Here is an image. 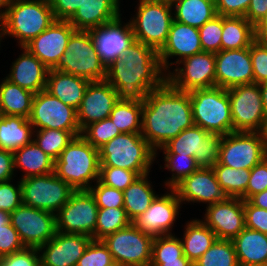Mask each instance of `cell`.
Here are the masks:
<instances>
[{"label": "cell", "instance_id": "cell-1", "mask_svg": "<svg viewBox=\"0 0 267 266\" xmlns=\"http://www.w3.org/2000/svg\"><path fill=\"white\" fill-rule=\"evenodd\" d=\"M194 125L189 92L168 81L153 89L143 101L141 135L156 151Z\"/></svg>", "mask_w": 267, "mask_h": 266}, {"label": "cell", "instance_id": "cell-2", "mask_svg": "<svg viewBox=\"0 0 267 266\" xmlns=\"http://www.w3.org/2000/svg\"><path fill=\"white\" fill-rule=\"evenodd\" d=\"M163 71L158 52L134 41L106 67V81L119 99L143 102L150 91L167 81V71Z\"/></svg>", "mask_w": 267, "mask_h": 266}, {"label": "cell", "instance_id": "cell-3", "mask_svg": "<svg viewBox=\"0 0 267 266\" xmlns=\"http://www.w3.org/2000/svg\"><path fill=\"white\" fill-rule=\"evenodd\" d=\"M54 20L49 0H13L0 18V42L8 35L25 47Z\"/></svg>", "mask_w": 267, "mask_h": 266}, {"label": "cell", "instance_id": "cell-4", "mask_svg": "<svg viewBox=\"0 0 267 266\" xmlns=\"http://www.w3.org/2000/svg\"><path fill=\"white\" fill-rule=\"evenodd\" d=\"M54 174L74 190H88L90 181L99 180V150L81 135L75 137L55 160Z\"/></svg>", "mask_w": 267, "mask_h": 266}, {"label": "cell", "instance_id": "cell-5", "mask_svg": "<svg viewBox=\"0 0 267 266\" xmlns=\"http://www.w3.org/2000/svg\"><path fill=\"white\" fill-rule=\"evenodd\" d=\"M100 167H116L149 174L156 151L141 134L121 133L99 149Z\"/></svg>", "mask_w": 267, "mask_h": 266}, {"label": "cell", "instance_id": "cell-6", "mask_svg": "<svg viewBox=\"0 0 267 266\" xmlns=\"http://www.w3.org/2000/svg\"><path fill=\"white\" fill-rule=\"evenodd\" d=\"M194 125L215 134L233 132L231 104L227 89L214 86L189 92Z\"/></svg>", "mask_w": 267, "mask_h": 266}, {"label": "cell", "instance_id": "cell-7", "mask_svg": "<svg viewBox=\"0 0 267 266\" xmlns=\"http://www.w3.org/2000/svg\"><path fill=\"white\" fill-rule=\"evenodd\" d=\"M172 8V3L167 1L139 0L135 17L129 20L135 41L159 52L174 20Z\"/></svg>", "mask_w": 267, "mask_h": 266}, {"label": "cell", "instance_id": "cell-8", "mask_svg": "<svg viewBox=\"0 0 267 266\" xmlns=\"http://www.w3.org/2000/svg\"><path fill=\"white\" fill-rule=\"evenodd\" d=\"M90 82L106 80V66L97 54L90 31L76 30L56 68Z\"/></svg>", "mask_w": 267, "mask_h": 266}, {"label": "cell", "instance_id": "cell-9", "mask_svg": "<svg viewBox=\"0 0 267 266\" xmlns=\"http://www.w3.org/2000/svg\"><path fill=\"white\" fill-rule=\"evenodd\" d=\"M221 134L210 133L197 125L183 130L165 146L163 154H180L195 158L200 168H212L220 157Z\"/></svg>", "mask_w": 267, "mask_h": 266}, {"label": "cell", "instance_id": "cell-10", "mask_svg": "<svg viewBox=\"0 0 267 266\" xmlns=\"http://www.w3.org/2000/svg\"><path fill=\"white\" fill-rule=\"evenodd\" d=\"M24 205L56 214L75 191L54 172L20 179Z\"/></svg>", "mask_w": 267, "mask_h": 266}, {"label": "cell", "instance_id": "cell-11", "mask_svg": "<svg viewBox=\"0 0 267 266\" xmlns=\"http://www.w3.org/2000/svg\"><path fill=\"white\" fill-rule=\"evenodd\" d=\"M153 240L132 223L102 239L120 266H150Z\"/></svg>", "mask_w": 267, "mask_h": 266}, {"label": "cell", "instance_id": "cell-12", "mask_svg": "<svg viewBox=\"0 0 267 266\" xmlns=\"http://www.w3.org/2000/svg\"><path fill=\"white\" fill-rule=\"evenodd\" d=\"M227 91L231 104L233 132H261L267 114L259 84L238 85Z\"/></svg>", "mask_w": 267, "mask_h": 266}, {"label": "cell", "instance_id": "cell-13", "mask_svg": "<svg viewBox=\"0 0 267 266\" xmlns=\"http://www.w3.org/2000/svg\"><path fill=\"white\" fill-rule=\"evenodd\" d=\"M267 157L261 132H231L223 135L218 164L251 170Z\"/></svg>", "mask_w": 267, "mask_h": 266}, {"label": "cell", "instance_id": "cell-14", "mask_svg": "<svg viewBox=\"0 0 267 266\" xmlns=\"http://www.w3.org/2000/svg\"><path fill=\"white\" fill-rule=\"evenodd\" d=\"M98 206L89 190H75L69 201L56 213V230L83 234L95 240Z\"/></svg>", "mask_w": 267, "mask_h": 266}, {"label": "cell", "instance_id": "cell-15", "mask_svg": "<svg viewBox=\"0 0 267 266\" xmlns=\"http://www.w3.org/2000/svg\"><path fill=\"white\" fill-rule=\"evenodd\" d=\"M28 120L35 130L82 132L77 122L76 109L62 103L46 90L34 94Z\"/></svg>", "mask_w": 267, "mask_h": 266}, {"label": "cell", "instance_id": "cell-16", "mask_svg": "<svg viewBox=\"0 0 267 266\" xmlns=\"http://www.w3.org/2000/svg\"><path fill=\"white\" fill-rule=\"evenodd\" d=\"M9 221L27 248L45 245L57 232L56 214L24 204L9 214Z\"/></svg>", "mask_w": 267, "mask_h": 266}, {"label": "cell", "instance_id": "cell-17", "mask_svg": "<svg viewBox=\"0 0 267 266\" xmlns=\"http://www.w3.org/2000/svg\"><path fill=\"white\" fill-rule=\"evenodd\" d=\"M180 63L184 67H178ZM177 68L167 74V81L176 89L190 92L215 86V54L201 52L181 60Z\"/></svg>", "mask_w": 267, "mask_h": 266}, {"label": "cell", "instance_id": "cell-18", "mask_svg": "<svg viewBox=\"0 0 267 266\" xmlns=\"http://www.w3.org/2000/svg\"><path fill=\"white\" fill-rule=\"evenodd\" d=\"M180 205L176 192L170 189V193L158 195L148 209L131 223L152 237L172 235L171 227H174L179 215Z\"/></svg>", "mask_w": 267, "mask_h": 266}, {"label": "cell", "instance_id": "cell-19", "mask_svg": "<svg viewBox=\"0 0 267 266\" xmlns=\"http://www.w3.org/2000/svg\"><path fill=\"white\" fill-rule=\"evenodd\" d=\"M217 239L233 240L245 228L244 201L237 197H227L206 207L204 221Z\"/></svg>", "mask_w": 267, "mask_h": 266}, {"label": "cell", "instance_id": "cell-20", "mask_svg": "<svg viewBox=\"0 0 267 266\" xmlns=\"http://www.w3.org/2000/svg\"><path fill=\"white\" fill-rule=\"evenodd\" d=\"M76 29L68 20H54L53 23L25 47L48 69H56L71 35Z\"/></svg>", "mask_w": 267, "mask_h": 266}, {"label": "cell", "instance_id": "cell-21", "mask_svg": "<svg viewBox=\"0 0 267 266\" xmlns=\"http://www.w3.org/2000/svg\"><path fill=\"white\" fill-rule=\"evenodd\" d=\"M254 83L250 47L215 54V86L229 89Z\"/></svg>", "mask_w": 267, "mask_h": 266}, {"label": "cell", "instance_id": "cell-22", "mask_svg": "<svg viewBox=\"0 0 267 266\" xmlns=\"http://www.w3.org/2000/svg\"><path fill=\"white\" fill-rule=\"evenodd\" d=\"M97 54L107 67L135 41L130 22L122 25L121 15L116 19L89 30Z\"/></svg>", "mask_w": 267, "mask_h": 266}, {"label": "cell", "instance_id": "cell-23", "mask_svg": "<svg viewBox=\"0 0 267 266\" xmlns=\"http://www.w3.org/2000/svg\"><path fill=\"white\" fill-rule=\"evenodd\" d=\"M91 240L87 235L57 231L51 240L38 248L40 266H76Z\"/></svg>", "mask_w": 267, "mask_h": 266}, {"label": "cell", "instance_id": "cell-24", "mask_svg": "<svg viewBox=\"0 0 267 266\" xmlns=\"http://www.w3.org/2000/svg\"><path fill=\"white\" fill-rule=\"evenodd\" d=\"M118 100L117 91L106 80L90 82L76 110L81 131L93 122L109 118Z\"/></svg>", "mask_w": 267, "mask_h": 266}, {"label": "cell", "instance_id": "cell-25", "mask_svg": "<svg viewBox=\"0 0 267 266\" xmlns=\"http://www.w3.org/2000/svg\"><path fill=\"white\" fill-rule=\"evenodd\" d=\"M173 190L182 202H203L207 206L225 200L228 196L219 185L212 168H199L191 173Z\"/></svg>", "mask_w": 267, "mask_h": 266}, {"label": "cell", "instance_id": "cell-26", "mask_svg": "<svg viewBox=\"0 0 267 266\" xmlns=\"http://www.w3.org/2000/svg\"><path fill=\"white\" fill-rule=\"evenodd\" d=\"M203 52L199 29L173 20L165 45L158 52L164 72L169 66L178 64L186 57ZM177 57V61L172 63L169 58Z\"/></svg>", "mask_w": 267, "mask_h": 266}, {"label": "cell", "instance_id": "cell-27", "mask_svg": "<svg viewBox=\"0 0 267 266\" xmlns=\"http://www.w3.org/2000/svg\"><path fill=\"white\" fill-rule=\"evenodd\" d=\"M22 49L23 53L12 63L10 73L5 78L36 94L46 89L49 69L26 47Z\"/></svg>", "mask_w": 267, "mask_h": 266}, {"label": "cell", "instance_id": "cell-28", "mask_svg": "<svg viewBox=\"0 0 267 266\" xmlns=\"http://www.w3.org/2000/svg\"><path fill=\"white\" fill-rule=\"evenodd\" d=\"M120 0H82L81 5L68 20L76 30L89 31L108 23L120 14Z\"/></svg>", "mask_w": 267, "mask_h": 266}, {"label": "cell", "instance_id": "cell-29", "mask_svg": "<svg viewBox=\"0 0 267 266\" xmlns=\"http://www.w3.org/2000/svg\"><path fill=\"white\" fill-rule=\"evenodd\" d=\"M90 81L58 69H49L46 91L62 103L78 109Z\"/></svg>", "mask_w": 267, "mask_h": 266}, {"label": "cell", "instance_id": "cell-30", "mask_svg": "<svg viewBox=\"0 0 267 266\" xmlns=\"http://www.w3.org/2000/svg\"><path fill=\"white\" fill-rule=\"evenodd\" d=\"M232 242L238 263L267 265V234L245 227Z\"/></svg>", "mask_w": 267, "mask_h": 266}, {"label": "cell", "instance_id": "cell-31", "mask_svg": "<svg viewBox=\"0 0 267 266\" xmlns=\"http://www.w3.org/2000/svg\"><path fill=\"white\" fill-rule=\"evenodd\" d=\"M33 131L26 117L0 115V149L14 153L33 140Z\"/></svg>", "mask_w": 267, "mask_h": 266}, {"label": "cell", "instance_id": "cell-32", "mask_svg": "<svg viewBox=\"0 0 267 266\" xmlns=\"http://www.w3.org/2000/svg\"><path fill=\"white\" fill-rule=\"evenodd\" d=\"M175 21L200 28L216 15L214 0H172Z\"/></svg>", "mask_w": 267, "mask_h": 266}, {"label": "cell", "instance_id": "cell-33", "mask_svg": "<svg viewBox=\"0 0 267 266\" xmlns=\"http://www.w3.org/2000/svg\"><path fill=\"white\" fill-rule=\"evenodd\" d=\"M14 169L24 171V178L54 172L55 160L44 153L32 140L14 153Z\"/></svg>", "mask_w": 267, "mask_h": 266}, {"label": "cell", "instance_id": "cell-34", "mask_svg": "<svg viewBox=\"0 0 267 266\" xmlns=\"http://www.w3.org/2000/svg\"><path fill=\"white\" fill-rule=\"evenodd\" d=\"M217 240L216 234L202 220L193 219L186 224L181 238L183 254L194 263Z\"/></svg>", "mask_w": 267, "mask_h": 266}, {"label": "cell", "instance_id": "cell-35", "mask_svg": "<svg viewBox=\"0 0 267 266\" xmlns=\"http://www.w3.org/2000/svg\"><path fill=\"white\" fill-rule=\"evenodd\" d=\"M33 97L34 93L5 78L0 84V115L23 116L28 119Z\"/></svg>", "mask_w": 267, "mask_h": 266}, {"label": "cell", "instance_id": "cell-36", "mask_svg": "<svg viewBox=\"0 0 267 266\" xmlns=\"http://www.w3.org/2000/svg\"><path fill=\"white\" fill-rule=\"evenodd\" d=\"M255 40V27L245 17L222 16L221 50L247 48Z\"/></svg>", "mask_w": 267, "mask_h": 266}, {"label": "cell", "instance_id": "cell-37", "mask_svg": "<svg viewBox=\"0 0 267 266\" xmlns=\"http://www.w3.org/2000/svg\"><path fill=\"white\" fill-rule=\"evenodd\" d=\"M149 174L137 177L134 182L123 191V200L126 215L132 222L143 214L158 196L155 194L150 182Z\"/></svg>", "mask_w": 267, "mask_h": 266}, {"label": "cell", "instance_id": "cell-38", "mask_svg": "<svg viewBox=\"0 0 267 266\" xmlns=\"http://www.w3.org/2000/svg\"><path fill=\"white\" fill-rule=\"evenodd\" d=\"M142 108L143 102L119 99L109 118L121 133L141 134Z\"/></svg>", "mask_w": 267, "mask_h": 266}, {"label": "cell", "instance_id": "cell-39", "mask_svg": "<svg viewBox=\"0 0 267 266\" xmlns=\"http://www.w3.org/2000/svg\"><path fill=\"white\" fill-rule=\"evenodd\" d=\"M216 179L228 197H237L245 201V191L251 170L236 169L218 163L212 166Z\"/></svg>", "mask_w": 267, "mask_h": 266}, {"label": "cell", "instance_id": "cell-40", "mask_svg": "<svg viewBox=\"0 0 267 266\" xmlns=\"http://www.w3.org/2000/svg\"><path fill=\"white\" fill-rule=\"evenodd\" d=\"M36 133V134H35ZM82 132H68L63 130L40 129L33 131L34 143L54 160L58 159L67 145L80 136Z\"/></svg>", "mask_w": 267, "mask_h": 266}, {"label": "cell", "instance_id": "cell-41", "mask_svg": "<svg viewBox=\"0 0 267 266\" xmlns=\"http://www.w3.org/2000/svg\"><path fill=\"white\" fill-rule=\"evenodd\" d=\"M130 223L131 221L128 219L123 207L98 208L95 240H102L106 236L127 227Z\"/></svg>", "mask_w": 267, "mask_h": 266}, {"label": "cell", "instance_id": "cell-42", "mask_svg": "<svg viewBox=\"0 0 267 266\" xmlns=\"http://www.w3.org/2000/svg\"><path fill=\"white\" fill-rule=\"evenodd\" d=\"M194 266H238L232 240L217 239Z\"/></svg>", "mask_w": 267, "mask_h": 266}, {"label": "cell", "instance_id": "cell-43", "mask_svg": "<svg viewBox=\"0 0 267 266\" xmlns=\"http://www.w3.org/2000/svg\"><path fill=\"white\" fill-rule=\"evenodd\" d=\"M164 161V167L172 172V177L165 182L167 189H173L183 179L200 168L192 156L165 154Z\"/></svg>", "mask_w": 267, "mask_h": 266}, {"label": "cell", "instance_id": "cell-44", "mask_svg": "<svg viewBox=\"0 0 267 266\" xmlns=\"http://www.w3.org/2000/svg\"><path fill=\"white\" fill-rule=\"evenodd\" d=\"M121 132L112 123L110 118H105L101 121H96L86 126L81 133V136L96 149H100L107 142L112 140Z\"/></svg>", "mask_w": 267, "mask_h": 266}, {"label": "cell", "instance_id": "cell-45", "mask_svg": "<svg viewBox=\"0 0 267 266\" xmlns=\"http://www.w3.org/2000/svg\"><path fill=\"white\" fill-rule=\"evenodd\" d=\"M183 255L181 239L175 235L154 237L151 260H171Z\"/></svg>", "mask_w": 267, "mask_h": 266}, {"label": "cell", "instance_id": "cell-46", "mask_svg": "<svg viewBox=\"0 0 267 266\" xmlns=\"http://www.w3.org/2000/svg\"><path fill=\"white\" fill-rule=\"evenodd\" d=\"M203 52L218 53L221 51L222 16L216 15L199 28Z\"/></svg>", "mask_w": 267, "mask_h": 266}, {"label": "cell", "instance_id": "cell-47", "mask_svg": "<svg viewBox=\"0 0 267 266\" xmlns=\"http://www.w3.org/2000/svg\"><path fill=\"white\" fill-rule=\"evenodd\" d=\"M115 262L102 240H91L76 266H111Z\"/></svg>", "mask_w": 267, "mask_h": 266}, {"label": "cell", "instance_id": "cell-48", "mask_svg": "<svg viewBox=\"0 0 267 266\" xmlns=\"http://www.w3.org/2000/svg\"><path fill=\"white\" fill-rule=\"evenodd\" d=\"M139 175L128 169L100 167L99 181L111 188L124 191Z\"/></svg>", "mask_w": 267, "mask_h": 266}, {"label": "cell", "instance_id": "cell-49", "mask_svg": "<svg viewBox=\"0 0 267 266\" xmlns=\"http://www.w3.org/2000/svg\"><path fill=\"white\" fill-rule=\"evenodd\" d=\"M88 190L93 195L98 208H119L124 206L123 191L108 187L99 180L96 181V185H92Z\"/></svg>", "mask_w": 267, "mask_h": 266}, {"label": "cell", "instance_id": "cell-50", "mask_svg": "<svg viewBox=\"0 0 267 266\" xmlns=\"http://www.w3.org/2000/svg\"><path fill=\"white\" fill-rule=\"evenodd\" d=\"M254 83L261 84L267 81V47L255 40L250 45Z\"/></svg>", "mask_w": 267, "mask_h": 266}, {"label": "cell", "instance_id": "cell-51", "mask_svg": "<svg viewBox=\"0 0 267 266\" xmlns=\"http://www.w3.org/2000/svg\"><path fill=\"white\" fill-rule=\"evenodd\" d=\"M22 204L20 181H18L16 186L11 184V180L0 182V211H5L10 214Z\"/></svg>", "mask_w": 267, "mask_h": 266}, {"label": "cell", "instance_id": "cell-52", "mask_svg": "<svg viewBox=\"0 0 267 266\" xmlns=\"http://www.w3.org/2000/svg\"><path fill=\"white\" fill-rule=\"evenodd\" d=\"M267 189V157L251 169L245 200Z\"/></svg>", "mask_w": 267, "mask_h": 266}, {"label": "cell", "instance_id": "cell-53", "mask_svg": "<svg viewBox=\"0 0 267 266\" xmlns=\"http://www.w3.org/2000/svg\"><path fill=\"white\" fill-rule=\"evenodd\" d=\"M40 252L38 248H27L0 257V266H40Z\"/></svg>", "mask_w": 267, "mask_h": 266}, {"label": "cell", "instance_id": "cell-54", "mask_svg": "<svg viewBox=\"0 0 267 266\" xmlns=\"http://www.w3.org/2000/svg\"><path fill=\"white\" fill-rule=\"evenodd\" d=\"M24 248L25 246L11 222L3 225L0 229V257L21 251Z\"/></svg>", "mask_w": 267, "mask_h": 266}, {"label": "cell", "instance_id": "cell-55", "mask_svg": "<svg viewBox=\"0 0 267 266\" xmlns=\"http://www.w3.org/2000/svg\"><path fill=\"white\" fill-rule=\"evenodd\" d=\"M245 227L267 234V210L244 201Z\"/></svg>", "mask_w": 267, "mask_h": 266}, {"label": "cell", "instance_id": "cell-56", "mask_svg": "<svg viewBox=\"0 0 267 266\" xmlns=\"http://www.w3.org/2000/svg\"><path fill=\"white\" fill-rule=\"evenodd\" d=\"M217 15L245 17L251 0H214Z\"/></svg>", "mask_w": 267, "mask_h": 266}, {"label": "cell", "instance_id": "cell-57", "mask_svg": "<svg viewBox=\"0 0 267 266\" xmlns=\"http://www.w3.org/2000/svg\"><path fill=\"white\" fill-rule=\"evenodd\" d=\"M55 20H69L77 11L82 0H49Z\"/></svg>", "mask_w": 267, "mask_h": 266}, {"label": "cell", "instance_id": "cell-58", "mask_svg": "<svg viewBox=\"0 0 267 266\" xmlns=\"http://www.w3.org/2000/svg\"><path fill=\"white\" fill-rule=\"evenodd\" d=\"M14 171L13 153L0 149V182L12 180Z\"/></svg>", "mask_w": 267, "mask_h": 266}, {"label": "cell", "instance_id": "cell-59", "mask_svg": "<svg viewBox=\"0 0 267 266\" xmlns=\"http://www.w3.org/2000/svg\"><path fill=\"white\" fill-rule=\"evenodd\" d=\"M267 12V0H251L245 18L255 26Z\"/></svg>", "mask_w": 267, "mask_h": 266}, {"label": "cell", "instance_id": "cell-60", "mask_svg": "<svg viewBox=\"0 0 267 266\" xmlns=\"http://www.w3.org/2000/svg\"><path fill=\"white\" fill-rule=\"evenodd\" d=\"M150 266H194L183 254L180 258L171 260H151Z\"/></svg>", "mask_w": 267, "mask_h": 266}, {"label": "cell", "instance_id": "cell-61", "mask_svg": "<svg viewBox=\"0 0 267 266\" xmlns=\"http://www.w3.org/2000/svg\"><path fill=\"white\" fill-rule=\"evenodd\" d=\"M249 201L254 205L261 209L267 210V189L253 195Z\"/></svg>", "mask_w": 267, "mask_h": 266}, {"label": "cell", "instance_id": "cell-62", "mask_svg": "<svg viewBox=\"0 0 267 266\" xmlns=\"http://www.w3.org/2000/svg\"><path fill=\"white\" fill-rule=\"evenodd\" d=\"M254 27L256 40L267 47V24H256Z\"/></svg>", "mask_w": 267, "mask_h": 266}, {"label": "cell", "instance_id": "cell-63", "mask_svg": "<svg viewBox=\"0 0 267 266\" xmlns=\"http://www.w3.org/2000/svg\"><path fill=\"white\" fill-rule=\"evenodd\" d=\"M259 88L261 90L262 102L264 106V110L267 114V81L259 84Z\"/></svg>", "mask_w": 267, "mask_h": 266}, {"label": "cell", "instance_id": "cell-64", "mask_svg": "<svg viewBox=\"0 0 267 266\" xmlns=\"http://www.w3.org/2000/svg\"><path fill=\"white\" fill-rule=\"evenodd\" d=\"M9 222V213L5 211H0V229L2 226Z\"/></svg>", "mask_w": 267, "mask_h": 266}, {"label": "cell", "instance_id": "cell-65", "mask_svg": "<svg viewBox=\"0 0 267 266\" xmlns=\"http://www.w3.org/2000/svg\"><path fill=\"white\" fill-rule=\"evenodd\" d=\"M13 2V0H0V18L5 14L9 5ZM5 7V10L1 9Z\"/></svg>", "mask_w": 267, "mask_h": 266}, {"label": "cell", "instance_id": "cell-66", "mask_svg": "<svg viewBox=\"0 0 267 266\" xmlns=\"http://www.w3.org/2000/svg\"><path fill=\"white\" fill-rule=\"evenodd\" d=\"M261 135H262V138L264 140L265 147H266V150H267V116L265 118V122H264L263 128L261 130Z\"/></svg>", "mask_w": 267, "mask_h": 266}, {"label": "cell", "instance_id": "cell-67", "mask_svg": "<svg viewBox=\"0 0 267 266\" xmlns=\"http://www.w3.org/2000/svg\"><path fill=\"white\" fill-rule=\"evenodd\" d=\"M238 266H267L265 264H257V263H254V264H242V263H238Z\"/></svg>", "mask_w": 267, "mask_h": 266}, {"label": "cell", "instance_id": "cell-68", "mask_svg": "<svg viewBox=\"0 0 267 266\" xmlns=\"http://www.w3.org/2000/svg\"><path fill=\"white\" fill-rule=\"evenodd\" d=\"M257 24H267V12Z\"/></svg>", "mask_w": 267, "mask_h": 266}, {"label": "cell", "instance_id": "cell-69", "mask_svg": "<svg viewBox=\"0 0 267 266\" xmlns=\"http://www.w3.org/2000/svg\"><path fill=\"white\" fill-rule=\"evenodd\" d=\"M155 1H167V2H171L172 0H155Z\"/></svg>", "mask_w": 267, "mask_h": 266}, {"label": "cell", "instance_id": "cell-70", "mask_svg": "<svg viewBox=\"0 0 267 266\" xmlns=\"http://www.w3.org/2000/svg\"><path fill=\"white\" fill-rule=\"evenodd\" d=\"M111 266H120L119 264H117V263H114L113 265H111Z\"/></svg>", "mask_w": 267, "mask_h": 266}]
</instances>
